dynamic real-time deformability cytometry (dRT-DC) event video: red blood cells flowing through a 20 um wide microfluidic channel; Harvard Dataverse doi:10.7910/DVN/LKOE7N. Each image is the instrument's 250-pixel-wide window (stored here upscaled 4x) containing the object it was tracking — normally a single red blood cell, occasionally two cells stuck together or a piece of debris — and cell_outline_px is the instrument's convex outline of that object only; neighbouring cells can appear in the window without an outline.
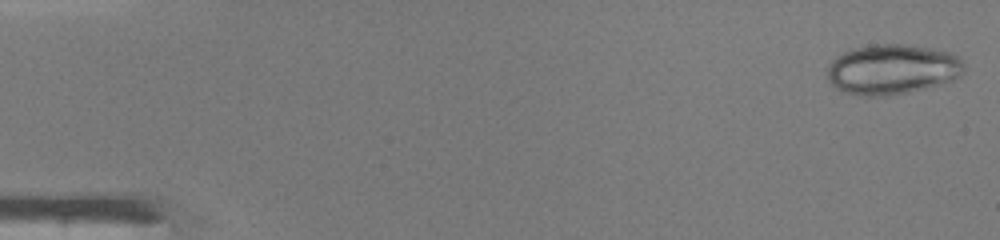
{"species": "common noctule bat (a hibernating species)", "species_latin": "Nyctalus noctula", "temperature_condition": "warm", "stored_images_in_passage": 43, "segment_of_instrument_passage": [1, 2], "camera_frame_rate_fps": 3000, "um_per_image_px": 0.085, "animal": {"sex": "male", "body_mass_g": 19.0, "forearm_length_mm": 50.8}, "frame": {"image": 1, "passage_image": 1, "time_ms": 0.0, "image_size_px": [1000, 240], "cell_outline_px": [[964, 72], [960, 76], [952, 80], [940, 84], [908, 92], [888, 96], [864, 96], [840, 92], [828, 80], [828, 68], [832, 60], [844, 52], [856, 48], [872, 44], [908, 44], [932, 48], [952, 52], [964, 64]], "centroid_in_image_um": [75.85, 5.9], "position_along_channel_um": 9.2, "area_um2": 40.06}}